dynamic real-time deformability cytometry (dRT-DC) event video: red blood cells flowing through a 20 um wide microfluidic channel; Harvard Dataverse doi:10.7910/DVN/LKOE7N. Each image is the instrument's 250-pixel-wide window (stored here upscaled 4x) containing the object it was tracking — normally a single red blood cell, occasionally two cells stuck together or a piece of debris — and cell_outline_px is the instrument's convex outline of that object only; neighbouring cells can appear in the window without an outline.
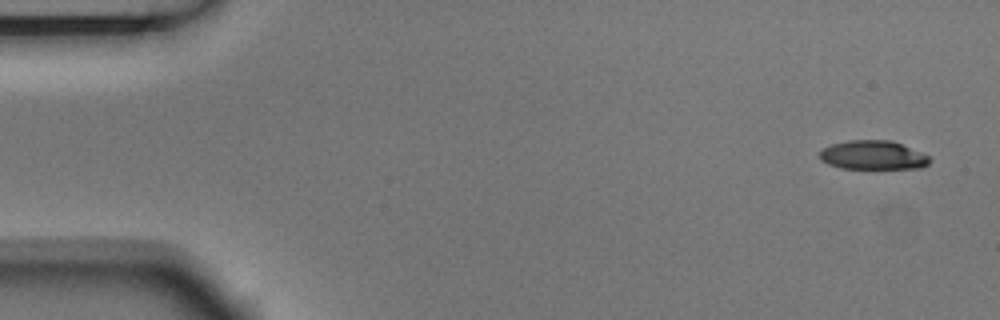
{"species": "Egyptian fruit bat (a non-hibernating species)", "species_latin": "Rousettus aegyptiacus", "temperature_condition": "room temperature", "stored_images_in_passage": 5, "camera_frame_rate_fps": 3000, "um_per_image_px": 0.085, "animal": {"sex": "male"}, "frame": {"image": 1, "passage_image": 1, "time_ms": 0.0, "image_size_px": [1000, 320], "cell_outline_px": [[932, 160], [928, 164], [920, 168], [840, 168], [828, 164], [820, 160], [820, 152], [824, 148], [832, 144], [848, 140], [892, 140], [920, 152], [928, 156]], "centroid_in_image_um": [74.2, 13.18], "position_along_channel_um": 10.8, "area_um2": 18.44}}
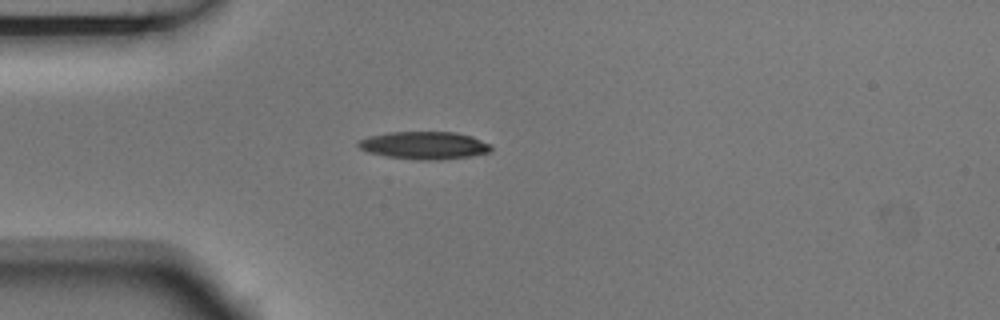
{"frame": {"image": 2, "passage_image": 4, "time_ms": 1.0, "image_size_px": [1000, 320], "cell_outline_px": [[492, 148], [488, 152], [468, 156], [436, 160], [424, 160], [388, 156], [368, 152], [360, 148], [356, 144], [360, 140], [368, 136], [388, 132], [456, 132], [472, 136], [488, 144]], "centroid_in_image_um": [36.03, 12.34], "position_along_channel_um": 49.0, "area_um2": 21.04}}